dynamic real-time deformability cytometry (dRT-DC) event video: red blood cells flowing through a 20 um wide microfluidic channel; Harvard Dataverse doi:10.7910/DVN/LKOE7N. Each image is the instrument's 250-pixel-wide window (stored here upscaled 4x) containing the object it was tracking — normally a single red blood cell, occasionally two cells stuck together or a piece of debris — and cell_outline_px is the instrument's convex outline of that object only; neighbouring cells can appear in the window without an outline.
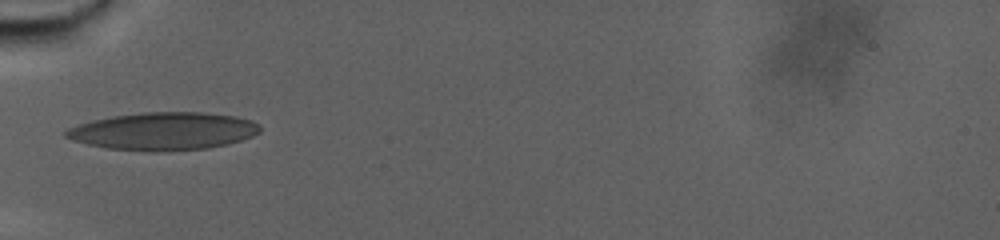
{"species": "human", "species_latin": "Homo sapiens", "temperature_condition": "warm", "stored_images_in_passage": 55, "camera_frame_rate_fps": 3000, "um_per_image_px": 0.085, "donor": {"sex": "male"}, "frame": {"image": 1, "passage_image": 1, "time_ms": 0.0, "image_size_px": [1000, 240], "cell_outline_px": [[260, 132], [252, 136], [228, 144], [208, 148], [152, 152], [108, 148], [88, 144], [72, 140], [64, 136], [64, 132], [68, 128], [92, 120], [112, 116], [144, 112], [204, 112], [236, 116], [252, 120], [260, 124]], "centroid_in_image_um": [13.91, 11.15], "position_along_channel_um": 71.1, "area_um2": 42.71}}
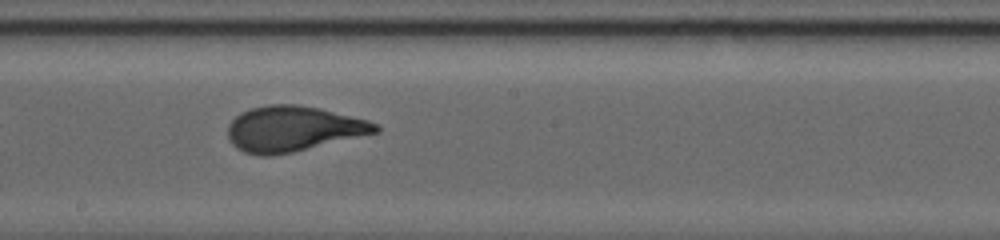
{"frame": {"image": 2, "passage_image": 21, "time_ms": 6.667, "image_size_px": [1000, 240], "cell_outline_px": [[380, 132], [292, 152], [272, 156], [260, 156], [244, 152], [236, 148], [228, 140], [228, 124], [240, 112], [252, 108], [268, 104], [296, 104], [320, 108], [368, 120], [380, 124]], "centroid_in_image_um": [24.91, 10.95], "position_along_channel_um": 223.3, "area_um2": 39.3}}
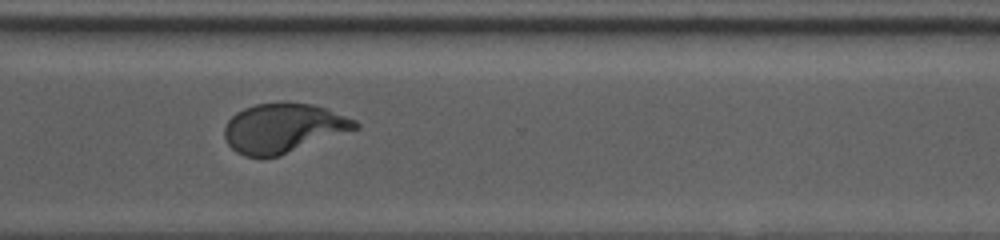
{"frame": {"image": 3, "passage_image": 37, "time_ms": 12.0, "image_size_px": [1000, 240], "cell_outline_px": [[360, 128], [280, 156], [244, 156], [236, 152], [228, 144], [224, 136], [224, 128], [228, 120], [236, 112], [244, 108], [256, 104], [312, 104], [324, 108], [356, 120], [360, 124]], "centroid_in_image_um": [24.09, 10.91], "position_along_channel_um": 346.5, "area_um2": 37.17}, "authors_computed_cell_mechanics": {"area_um2": 38.437, "velocity_mm_per_s": 2.3131, "shape_relaxation_time_tau1_ms": 9.119, "shape_relaxation_time_tau2_ms": null, "deformation_change_tau1": 0.2555, "deformation_change_tau2": null}}